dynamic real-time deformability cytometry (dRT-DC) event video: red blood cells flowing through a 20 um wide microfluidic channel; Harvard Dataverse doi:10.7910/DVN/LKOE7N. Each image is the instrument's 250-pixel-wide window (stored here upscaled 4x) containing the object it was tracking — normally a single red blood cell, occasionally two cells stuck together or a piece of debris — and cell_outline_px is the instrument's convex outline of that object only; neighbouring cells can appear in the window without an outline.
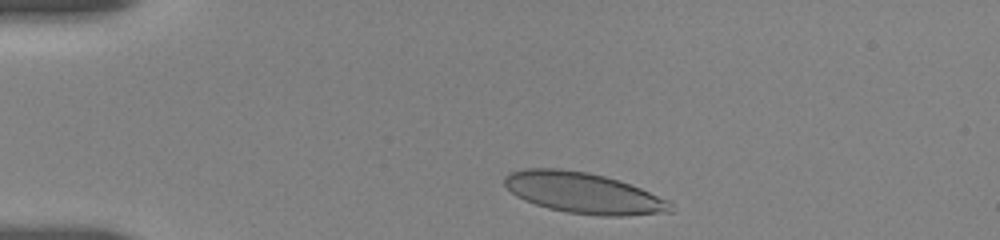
{"species": "human", "species_latin": "Homo sapiens", "temperature_condition": "room temperature", "stored_images_in_passage": 38, "camera_frame_rate_fps": 3000, "um_per_image_px": 0.085, "donor": {"sex": "female"}, "frame": {"image": 1, "passage_image": 3, "time_ms": 0.667, "image_size_px": [1000, 240], "cell_outline_px": [[672, 212], [624, 216], [604, 216], [568, 212], [548, 208], [524, 200], [516, 196], [504, 184], [504, 176], [508, 172], [524, 168], [560, 168], [588, 172], [604, 176], [640, 188], [672, 200]], "centroid_in_image_um": [49.6, 16.4], "position_along_channel_um": 35.4, "area_um2": 39.65}}
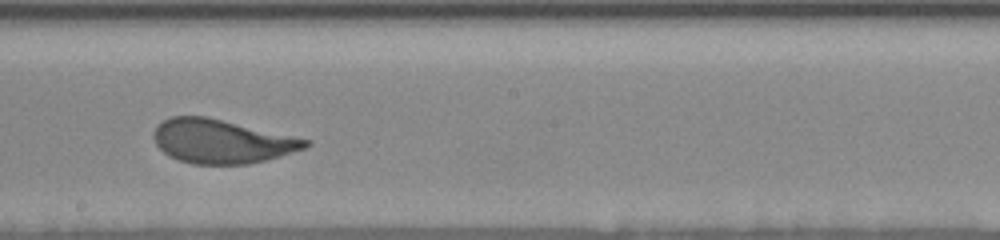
{"frame": {"image": 2, "passage_image": 22, "time_ms": 7.333, "image_size_px": [1000, 240], "cell_outline_px": [[312, 144], [304, 148], [280, 156], [248, 164], [192, 164], [168, 156], [156, 144], [152, 136], [152, 132], [156, 124], [172, 116], [208, 116], [312, 140]], "centroid_in_image_um": [18.82, 12.0], "position_along_channel_um": 229.4, "area_um2": 39.02}}
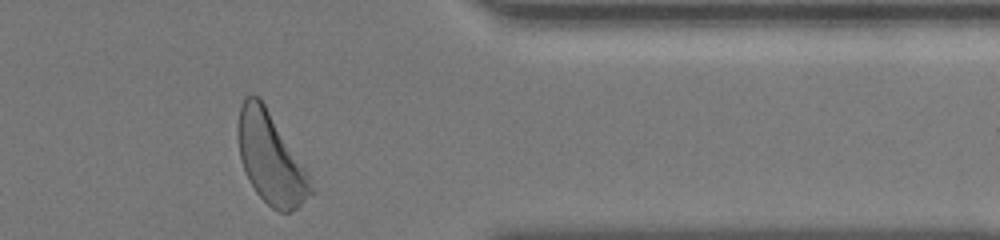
{"frame": {"image": 3, "passage_image": 37, "time_ms": 12.0, "image_size_px": [1000, 240], "cell_outline_px": [[316, 192], [296, 208], [288, 212], [280, 212], [272, 208], [256, 192], [248, 180], [240, 156], [236, 132], [240, 104], [244, 96], [260, 96], [312, 176]], "centroid_in_image_um": [23.04, 13.45], "position_along_channel_um": 388.4, "area_um2": 39.36}, "authors_computed_cell_mechanics": {"area_um2": 39.304, "velocity_mm_per_s": 3.6516, "shape_relaxation_time_tau1_ms": 4.9963, "shape_relaxation_time_tau2_ms": null, "deformation_change_tau1": 0.1863, "deformation_change_tau2": null}}